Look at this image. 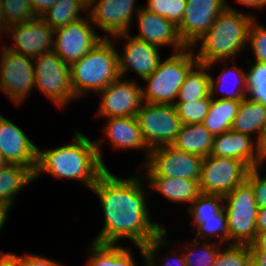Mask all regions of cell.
Here are the masks:
<instances>
[{"label": "cell", "mask_w": 266, "mask_h": 266, "mask_svg": "<svg viewBox=\"0 0 266 266\" xmlns=\"http://www.w3.org/2000/svg\"><path fill=\"white\" fill-rule=\"evenodd\" d=\"M90 256L85 266H137L129 249L117 244L92 241Z\"/></svg>", "instance_id": "obj_28"}, {"label": "cell", "mask_w": 266, "mask_h": 266, "mask_svg": "<svg viewBox=\"0 0 266 266\" xmlns=\"http://www.w3.org/2000/svg\"><path fill=\"white\" fill-rule=\"evenodd\" d=\"M260 166L250 169L247 181L251 184L258 209L266 208V177H260Z\"/></svg>", "instance_id": "obj_41"}, {"label": "cell", "mask_w": 266, "mask_h": 266, "mask_svg": "<svg viewBox=\"0 0 266 266\" xmlns=\"http://www.w3.org/2000/svg\"><path fill=\"white\" fill-rule=\"evenodd\" d=\"M98 94L101 101L97 114L105 118L136 116L143 103L142 86L133 79L119 77Z\"/></svg>", "instance_id": "obj_13"}, {"label": "cell", "mask_w": 266, "mask_h": 266, "mask_svg": "<svg viewBox=\"0 0 266 266\" xmlns=\"http://www.w3.org/2000/svg\"><path fill=\"white\" fill-rule=\"evenodd\" d=\"M0 266H21L20 262L12 255L7 252L0 260Z\"/></svg>", "instance_id": "obj_48"}, {"label": "cell", "mask_w": 266, "mask_h": 266, "mask_svg": "<svg viewBox=\"0 0 266 266\" xmlns=\"http://www.w3.org/2000/svg\"><path fill=\"white\" fill-rule=\"evenodd\" d=\"M251 136L229 130L214 136L210 155L235 158L245 162L251 169L266 160V150Z\"/></svg>", "instance_id": "obj_18"}, {"label": "cell", "mask_w": 266, "mask_h": 266, "mask_svg": "<svg viewBox=\"0 0 266 266\" xmlns=\"http://www.w3.org/2000/svg\"><path fill=\"white\" fill-rule=\"evenodd\" d=\"M203 158L174 148L172 145L150 150L143 171L146 176L199 180Z\"/></svg>", "instance_id": "obj_10"}, {"label": "cell", "mask_w": 266, "mask_h": 266, "mask_svg": "<svg viewBox=\"0 0 266 266\" xmlns=\"http://www.w3.org/2000/svg\"><path fill=\"white\" fill-rule=\"evenodd\" d=\"M225 2V0H186L178 32L187 47H193L208 31L217 16L226 8Z\"/></svg>", "instance_id": "obj_15"}, {"label": "cell", "mask_w": 266, "mask_h": 266, "mask_svg": "<svg viewBox=\"0 0 266 266\" xmlns=\"http://www.w3.org/2000/svg\"><path fill=\"white\" fill-rule=\"evenodd\" d=\"M9 27L10 25L8 24L6 20V16H5L4 10L1 5V0H0V34L1 35L5 33L7 34Z\"/></svg>", "instance_id": "obj_49"}, {"label": "cell", "mask_w": 266, "mask_h": 266, "mask_svg": "<svg viewBox=\"0 0 266 266\" xmlns=\"http://www.w3.org/2000/svg\"><path fill=\"white\" fill-rule=\"evenodd\" d=\"M114 40L104 37L80 60L70 65L71 85L76 98L89 91L99 93L120 77Z\"/></svg>", "instance_id": "obj_4"}, {"label": "cell", "mask_w": 266, "mask_h": 266, "mask_svg": "<svg viewBox=\"0 0 266 266\" xmlns=\"http://www.w3.org/2000/svg\"><path fill=\"white\" fill-rule=\"evenodd\" d=\"M8 24H21L35 17L30 0H1Z\"/></svg>", "instance_id": "obj_39"}, {"label": "cell", "mask_w": 266, "mask_h": 266, "mask_svg": "<svg viewBox=\"0 0 266 266\" xmlns=\"http://www.w3.org/2000/svg\"><path fill=\"white\" fill-rule=\"evenodd\" d=\"M193 228H196V237L193 239H206L209 235L218 238L215 243H230V233L228 229V220L225 209L223 208L218 214L217 219L210 220H192ZM199 237V238H198ZM221 242V243H220ZM224 242V243H223Z\"/></svg>", "instance_id": "obj_31"}, {"label": "cell", "mask_w": 266, "mask_h": 266, "mask_svg": "<svg viewBox=\"0 0 266 266\" xmlns=\"http://www.w3.org/2000/svg\"><path fill=\"white\" fill-rule=\"evenodd\" d=\"M35 87L61 110L77 99L71 85L70 65L53 50L33 58Z\"/></svg>", "instance_id": "obj_7"}, {"label": "cell", "mask_w": 266, "mask_h": 266, "mask_svg": "<svg viewBox=\"0 0 266 266\" xmlns=\"http://www.w3.org/2000/svg\"><path fill=\"white\" fill-rule=\"evenodd\" d=\"M239 4L251 8H258L259 9H265L266 8V0H236Z\"/></svg>", "instance_id": "obj_47"}, {"label": "cell", "mask_w": 266, "mask_h": 266, "mask_svg": "<svg viewBox=\"0 0 266 266\" xmlns=\"http://www.w3.org/2000/svg\"><path fill=\"white\" fill-rule=\"evenodd\" d=\"M250 259L249 245L230 243L219 249L212 266H246Z\"/></svg>", "instance_id": "obj_37"}, {"label": "cell", "mask_w": 266, "mask_h": 266, "mask_svg": "<svg viewBox=\"0 0 266 266\" xmlns=\"http://www.w3.org/2000/svg\"><path fill=\"white\" fill-rule=\"evenodd\" d=\"M250 169L241 160L208 155L201 164V193L224 197L247 180Z\"/></svg>", "instance_id": "obj_9"}, {"label": "cell", "mask_w": 266, "mask_h": 266, "mask_svg": "<svg viewBox=\"0 0 266 266\" xmlns=\"http://www.w3.org/2000/svg\"><path fill=\"white\" fill-rule=\"evenodd\" d=\"M167 229H163V232L160 233L155 239H152L149 243H147L144 248H145V259H147L153 266H186L185 260H184V254L183 251H181L182 253H178L180 256H178L177 253H175L174 251L171 254L172 257L173 255H175L173 258H165L163 257V260L160 261L162 263L159 262V264L157 265L156 263V252L158 253V251L161 249V247L164 245L166 246L168 243L167 242Z\"/></svg>", "instance_id": "obj_38"}, {"label": "cell", "mask_w": 266, "mask_h": 266, "mask_svg": "<svg viewBox=\"0 0 266 266\" xmlns=\"http://www.w3.org/2000/svg\"><path fill=\"white\" fill-rule=\"evenodd\" d=\"M250 255L258 266H266V251L250 250Z\"/></svg>", "instance_id": "obj_46"}, {"label": "cell", "mask_w": 266, "mask_h": 266, "mask_svg": "<svg viewBox=\"0 0 266 266\" xmlns=\"http://www.w3.org/2000/svg\"><path fill=\"white\" fill-rule=\"evenodd\" d=\"M8 211L10 212V209L6 206L0 203V231L3 228L4 222L8 219Z\"/></svg>", "instance_id": "obj_50"}, {"label": "cell", "mask_w": 266, "mask_h": 266, "mask_svg": "<svg viewBox=\"0 0 266 266\" xmlns=\"http://www.w3.org/2000/svg\"><path fill=\"white\" fill-rule=\"evenodd\" d=\"M80 11L86 12L87 10L77 1L58 0L40 17L50 28L55 30L82 19Z\"/></svg>", "instance_id": "obj_30"}, {"label": "cell", "mask_w": 266, "mask_h": 266, "mask_svg": "<svg viewBox=\"0 0 266 266\" xmlns=\"http://www.w3.org/2000/svg\"><path fill=\"white\" fill-rule=\"evenodd\" d=\"M137 15V27L139 34L133 36L139 40L146 41L157 47L172 46L174 51H181L187 46L181 40L178 26L156 13L141 7Z\"/></svg>", "instance_id": "obj_20"}, {"label": "cell", "mask_w": 266, "mask_h": 266, "mask_svg": "<svg viewBox=\"0 0 266 266\" xmlns=\"http://www.w3.org/2000/svg\"><path fill=\"white\" fill-rule=\"evenodd\" d=\"M1 37H3V36L0 35V40L3 39V38H1ZM0 42H3V41H0ZM0 46H3V45L0 44ZM1 49H2V47H0V50H1Z\"/></svg>", "instance_id": "obj_56"}, {"label": "cell", "mask_w": 266, "mask_h": 266, "mask_svg": "<svg viewBox=\"0 0 266 266\" xmlns=\"http://www.w3.org/2000/svg\"><path fill=\"white\" fill-rule=\"evenodd\" d=\"M193 47L172 52L165 60H160L157 69L144 81L143 102L174 105L189 71L198 63Z\"/></svg>", "instance_id": "obj_5"}, {"label": "cell", "mask_w": 266, "mask_h": 266, "mask_svg": "<svg viewBox=\"0 0 266 266\" xmlns=\"http://www.w3.org/2000/svg\"><path fill=\"white\" fill-rule=\"evenodd\" d=\"M226 8L217 16L213 25L193 45L200 44L195 54L199 63L209 68L220 61L235 58L248 45V30L255 15L238 12L225 2ZM247 44V45H246Z\"/></svg>", "instance_id": "obj_3"}, {"label": "cell", "mask_w": 266, "mask_h": 266, "mask_svg": "<svg viewBox=\"0 0 266 266\" xmlns=\"http://www.w3.org/2000/svg\"><path fill=\"white\" fill-rule=\"evenodd\" d=\"M6 165H8L7 161L5 160L4 156L2 155L1 151H0V168L5 167Z\"/></svg>", "instance_id": "obj_52"}, {"label": "cell", "mask_w": 266, "mask_h": 266, "mask_svg": "<svg viewBox=\"0 0 266 266\" xmlns=\"http://www.w3.org/2000/svg\"><path fill=\"white\" fill-rule=\"evenodd\" d=\"M224 208L223 196L201 193L187 209L192 220L217 219V214Z\"/></svg>", "instance_id": "obj_33"}, {"label": "cell", "mask_w": 266, "mask_h": 266, "mask_svg": "<svg viewBox=\"0 0 266 266\" xmlns=\"http://www.w3.org/2000/svg\"><path fill=\"white\" fill-rule=\"evenodd\" d=\"M5 254H6L5 252L2 253V252L0 251V260L2 259V257H3Z\"/></svg>", "instance_id": "obj_55"}, {"label": "cell", "mask_w": 266, "mask_h": 266, "mask_svg": "<svg viewBox=\"0 0 266 266\" xmlns=\"http://www.w3.org/2000/svg\"><path fill=\"white\" fill-rule=\"evenodd\" d=\"M102 142L103 139L92 142L78 129L70 144L43 151L38 148L35 180L48 173L58 179L77 180L91 190L108 169L101 155Z\"/></svg>", "instance_id": "obj_2"}, {"label": "cell", "mask_w": 266, "mask_h": 266, "mask_svg": "<svg viewBox=\"0 0 266 266\" xmlns=\"http://www.w3.org/2000/svg\"><path fill=\"white\" fill-rule=\"evenodd\" d=\"M135 0H95L87 11L92 24L113 37L130 32L133 14L141 7H135ZM135 10V11H134Z\"/></svg>", "instance_id": "obj_17"}, {"label": "cell", "mask_w": 266, "mask_h": 266, "mask_svg": "<svg viewBox=\"0 0 266 266\" xmlns=\"http://www.w3.org/2000/svg\"><path fill=\"white\" fill-rule=\"evenodd\" d=\"M106 119L104 134L115 147L114 149H143L146 152V159L142 163L144 164L150 149L143 139L137 117H110Z\"/></svg>", "instance_id": "obj_21"}, {"label": "cell", "mask_w": 266, "mask_h": 266, "mask_svg": "<svg viewBox=\"0 0 266 266\" xmlns=\"http://www.w3.org/2000/svg\"><path fill=\"white\" fill-rule=\"evenodd\" d=\"M246 266H258V265L252 259H250Z\"/></svg>", "instance_id": "obj_53"}, {"label": "cell", "mask_w": 266, "mask_h": 266, "mask_svg": "<svg viewBox=\"0 0 266 266\" xmlns=\"http://www.w3.org/2000/svg\"><path fill=\"white\" fill-rule=\"evenodd\" d=\"M138 174L120 178L107 169L97 179L91 190L99 197L104 225L93 241L117 244L120 239L127 238L145 258L144 246L162 233L164 227L151 221L147 206L150 189L145 190L142 186L145 178H141L142 173Z\"/></svg>", "instance_id": "obj_1"}, {"label": "cell", "mask_w": 266, "mask_h": 266, "mask_svg": "<svg viewBox=\"0 0 266 266\" xmlns=\"http://www.w3.org/2000/svg\"><path fill=\"white\" fill-rule=\"evenodd\" d=\"M247 74V97L266 106V63L250 64Z\"/></svg>", "instance_id": "obj_35"}, {"label": "cell", "mask_w": 266, "mask_h": 266, "mask_svg": "<svg viewBox=\"0 0 266 266\" xmlns=\"http://www.w3.org/2000/svg\"><path fill=\"white\" fill-rule=\"evenodd\" d=\"M34 180L35 173L32 168L17 164L0 168V203L11 209L15 196Z\"/></svg>", "instance_id": "obj_25"}, {"label": "cell", "mask_w": 266, "mask_h": 266, "mask_svg": "<svg viewBox=\"0 0 266 266\" xmlns=\"http://www.w3.org/2000/svg\"><path fill=\"white\" fill-rule=\"evenodd\" d=\"M0 89L16 105H21L35 88L33 58L2 46ZM34 87V88H33Z\"/></svg>", "instance_id": "obj_11"}, {"label": "cell", "mask_w": 266, "mask_h": 266, "mask_svg": "<svg viewBox=\"0 0 266 266\" xmlns=\"http://www.w3.org/2000/svg\"><path fill=\"white\" fill-rule=\"evenodd\" d=\"M87 11L93 6L95 0H75Z\"/></svg>", "instance_id": "obj_51"}, {"label": "cell", "mask_w": 266, "mask_h": 266, "mask_svg": "<svg viewBox=\"0 0 266 266\" xmlns=\"http://www.w3.org/2000/svg\"><path fill=\"white\" fill-rule=\"evenodd\" d=\"M231 244L250 245L257 234V212L254 192L246 180L223 197Z\"/></svg>", "instance_id": "obj_6"}, {"label": "cell", "mask_w": 266, "mask_h": 266, "mask_svg": "<svg viewBox=\"0 0 266 266\" xmlns=\"http://www.w3.org/2000/svg\"><path fill=\"white\" fill-rule=\"evenodd\" d=\"M257 232H266V208H260L256 220Z\"/></svg>", "instance_id": "obj_45"}, {"label": "cell", "mask_w": 266, "mask_h": 266, "mask_svg": "<svg viewBox=\"0 0 266 266\" xmlns=\"http://www.w3.org/2000/svg\"><path fill=\"white\" fill-rule=\"evenodd\" d=\"M213 140L214 136L203 123L182 124L172 146L178 150L205 158L210 155Z\"/></svg>", "instance_id": "obj_24"}, {"label": "cell", "mask_w": 266, "mask_h": 266, "mask_svg": "<svg viewBox=\"0 0 266 266\" xmlns=\"http://www.w3.org/2000/svg\"><path fill=\"white\" fill-rule=\"evenodd\" d=\"M136 117L150 150L172 145L182 126L175 105L143 102Z\"/></svg>", "instance_id": "obj_8"}, {"label": "cell", "mask_w": 266, "mask_h": 266, "mask_svg": "<svg viewBox=\"0 0 266 266\" xmlns=\"http://www.w3.org/2000/svg\"><path fill=\"white\" fill-rule=\"evenodd\" d=\"M12 255L20 262L21 266H62L60 263L55 262V260L53 261L50 258L36 254Z\"/></svg>", "instance_id": "obj_42"}, {"label": "cell", "mask_w": 266, "mask_h": 266, "mask_svg": "<svg viewBox=\"0 0 266 266\" xmlns=\"http://www.w3.org/2000/svg\"><path fill=\"white\" fill-rule=\"evenodd\" d=\"M112 39L126 41L123 45V54H118L120 77L124 78L130 70H133L144 81L157 69L161 60L159 47L139 40L131 36L129 32L117 35Z\"/></svg>", "instance_id": "obj_16"}, {"label": "cell", "mask_w": 266, "mask_h": 266, "mask_svg": "<svg viewBox=\"0 0 266 266\" xmlns=\"http://www.w3.org/2000/svg\"><path fill=\"white\" fill-rule=\"evenodd\" d=\"M203 244L201 245V241L196 239H193L189 245L185 244L184 249L186 250L183 251V254L186 266H212L214 264L222 244L211 243V238L210 240L208 239V242L204 241Z\"/></svg>", "instance_id": "obj_32"}, {"label": "cell", "mask_w": 266, "mask_h": 266, "mask_svg": "<svg viewBox=\"0 0 266 266\" xmlns=\"http://www.w3.org/2000/svg\"><path fill=\"white\" fill-rule=\"evenodd\" d=\"M5 35H12L15 43H12L13 47L7 46V49L31 58L54 49V29L50 28L40 16L21 24L11 25Z\"/></svg>", "instance_id": "obj_14"}, {"label": "cell", "mask_w": 266, "mask_h": 266, "mask_svg": "<svg viewBox=\"0 0 266 266\" xmlns=\"http://www.w3.org/2000/svg\"><path fill=\"white\" fill-rule=\"evenodd\" d=\"M0 151L8 164L32 168L37 164L38 147L23 130L0 114Z\"/></svg>", "instance_id": "obj_19"}, {"label": "cell", "mask_w": 266, "mask_h": 266, "mask_svg": "<svg viewBox=\"0 0 266 266\" xmlns=\"http://www.w3.org/2000/svg\"><path fill=\"white\" fill-rule=\"evenodd\" d=\"M210 68L197 63L188 73L178 92L176 102L200 100L210 94Z\"/></svg>", "instance_id": "obj_29"}, {"label": "cell", "mask_w": 266, "mask_h": 266, "mask_svg": "<svg viewBox=\"0 0 266 266\" xmlns=\"http://www.w3.org/2000/svg\"><path fill=\"white\" fill-rule=\"evenodd\" d=\"M231 130L253 136V139L266 150V106L245 97L240 102Z\"/></svg>", "instance_id": "obj_22"}, {"label": "cell", "mask_w": 266, "mask_h": 266, "mask_svg": "<svg viewBox=\"0 0 266 266\" xmlns=\"http://www.w3.org/2000/svg\"><path fill=\"white\" fill-rule=\"evenodd\" d=\"M86 17L54 30L53 51L68 65L80 60L91 51L104 37L97 35L92 27V21L86 12Z\"/></svg>", "instance_id": "obj_12"}, {"label": "cell", "mask_w": 266, "mask_h": 266, "mask_svg": "<svg viewBox=\"0 0 266 266\" xmlns=\"http://www.w3.org/2000/svg\"><path fill=\"white\" fill-rule=\"evenodd\" d=\"M32 4V10L35 16H41L52 5L56 4L58 0H30Z\"/></svg>", "instance_id": "obj_43"}, {"label": "cell", "mask_w": 266, "mask_h": 266, "mask_svg": "<svg viewBox=\"0 0 266 266\" xmlns=\"http://www.w3.org/2000/svg\"><path fill=\"white\" fill-rule=\"evenodd\" d=\"M227 84L229 85L228 87ZM217 92L223 94L219 99L243 100L248 93L246 72L240 67L230 66L228 68L224 67L220 76L217 79L215 78V80L210 75V95H214Z\"/></svg>", "instance_id": "obj_26"}, {"label": "cell", "mask_w": 266, "mask_h": 266, "mask_svg": "<svg viewBox=\"0 0 266 266\" xmlns=\"http://www.w3.org/2000/svg\"><path fill=\"white\" fill-rule=\"evenodd\" d=\"M254 20L250 23L247 43L254 53L255 62L266 63V28Z\"/></svg>", "instance_id": "obj_40"}, {"label": "cell", "mask_w": 266, "mask_h": 266, "mask_svg": "<svg viewBox=\"0 0 266 266\" xmlns=\"http://www.w3.org/2000/svg\"><path fill=\"white\" fill-rule=\"evenodd\" d=\"M211 95L188 102H176L175 108L182 124H198L203 123L207 113L209 112Z\"/></svg>", "instance_id": "obj_34"}, {"label": "cell", "mask_w": 266, "mask_h": 266, "mask_svg": "<svg viewBox=\"0 0 266 266\" xmlns=\"http://www.w3.org/2000/svg\"><path fill=\"white\" fill-rule=\"evenodd\" d=\"M249 248L250 250L266 251V232H257Z\"/></svg>", "instance_id": "obj_44"}, {"label": "cell", "mask_w": 266, "mask_h": 266, "mask_svg": "<svg viewBox=\"0 0 266 266\" xmlns=\"http://www.w3.org/2000/svg\"><path fill=\"white\" fill-rule=\"evenodd\" d=\"M217 95H211L209 112L203 122L204 126L213 136L220 135L231 130L241 101L219 99Z\"/></svg>", "instance_id": "obj_27"}, {"label": "cell", "mask_w": 266, "mask_h": 266, "mask_svg": "<svg viewBox=\"0 0 266 266\" xmlns=\"http://www.w3.org/2000/svg\"><path fill=\"white\" fill-rule=\"evenodd\" d=\"M143 260L144 264H146L144 266H153L147 259L143 258Z\"/></svg>", "instance_id": "obj_54"}, {"label": "cell", "mask_w": 266, "mask_h": 266, "mask_svg": "<svg viewBox=\"0 0 266 266\" xmlns=\"http://www.w3.org/2000/svg\"><path fill=\"white\" fill-rule=\"evenodd\" d=\"M146 183L151 189L150 193L152 190L158 191L172 203L182 202L190 205L201 194L199 180L145 176Z\"/></svg>", "instance_id": "obj_23"}, {"label": "cell", "mask_w": 266, "mask_h": 266, "mask_svg": "<svg viewBox=\"0 0 266 266\" xmlns=\"http://www.w3.org/2000/svg\"><path fill=\"white\" fill-rule=\"evenodd\" d=\"M148 11L164 16L166 19L179 26L183 20L186 0H147Z\"/></svg>", "instance_id": "obj_36"}]
</instances>
